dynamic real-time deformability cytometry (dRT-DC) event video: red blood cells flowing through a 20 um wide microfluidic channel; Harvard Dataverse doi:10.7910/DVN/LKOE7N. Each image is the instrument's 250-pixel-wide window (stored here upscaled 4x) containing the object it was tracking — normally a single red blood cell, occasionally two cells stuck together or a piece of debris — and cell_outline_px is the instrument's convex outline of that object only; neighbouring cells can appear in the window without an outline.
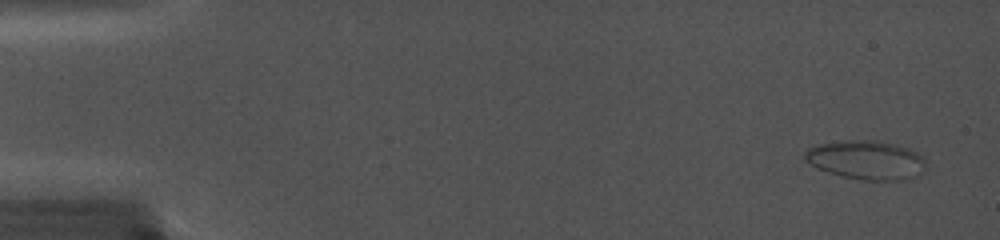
{"species": "common noctule bat (a hibernating species)", "species_latin": "Nyctalus noctula", "temperature_condition": "cold", "stored_images_in_passage": 94, "camera_frame_rate_fps": 5000, "um_per_image_px": 0.085, "animal": {"sex": "female", "body_mass_g": 19.0, "forearm_length_mm": 56.7}, "frame": {"image": 1, "passage_image": 2, "time_ms": 0.2, "image_size_px": [1000, 240], "cell_outline_px": [[924, 168], [920, 176], [904, 180], [864, 180], [840, 176], [816, 168], [808, 164], [804, 160], [804, 152], [808, 148], [816, 144], [840, 140], [876, 140], [908, 148], [924, 156]], "centroid_in_image_um": [73.59, 13.6], "position_along_channel_um": 11.4, "area_um2": 27.86}}
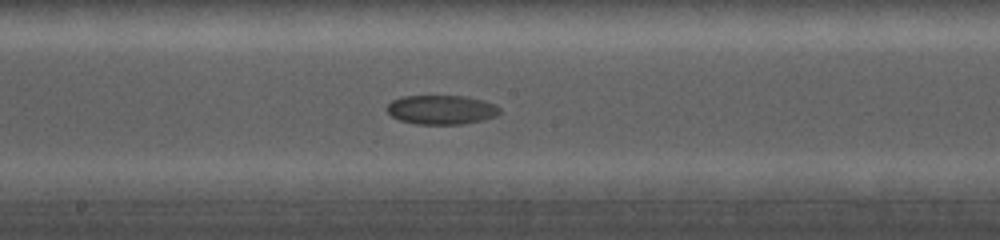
{"frame": {"image": 2, "passage_image": 54, "time_ms": 10.6, "image_size_px": [1000, 240], "cell_outline_px": [[500, 112], [496, 116], [484, 120], [460, 124], [416, 124], [400, 120], [392, 116], [384, 108], [392, 100], [400, 96], [468, 96], [484, 100], [496, 104], [500, 108]], "centroid_in_image_um": [37.53, 9.32], "position_along_channel_um": 210.7, "area_um2": 19.42}}
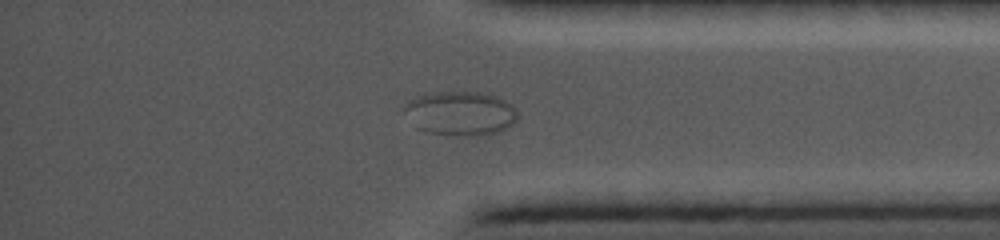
{"frame": {"image": 3, "passage_image": 82, "time_ms": 16.2, "image_size_px": [1000, 240], "cell_outline_px": [[516, 120], [512, 124], [496, 132], [476, 136], [460, 136], [424, 132], [416, 128], [404, 112], [404, 104], [408, 100], [420, 96], [440, 92], [476, 92], [496, 96], [512, 104], [516, 108]], "centroid_in_image_um": [39.11, 9.65], "position_along_channel_um": 396.1, "area_um2": 29.02}}